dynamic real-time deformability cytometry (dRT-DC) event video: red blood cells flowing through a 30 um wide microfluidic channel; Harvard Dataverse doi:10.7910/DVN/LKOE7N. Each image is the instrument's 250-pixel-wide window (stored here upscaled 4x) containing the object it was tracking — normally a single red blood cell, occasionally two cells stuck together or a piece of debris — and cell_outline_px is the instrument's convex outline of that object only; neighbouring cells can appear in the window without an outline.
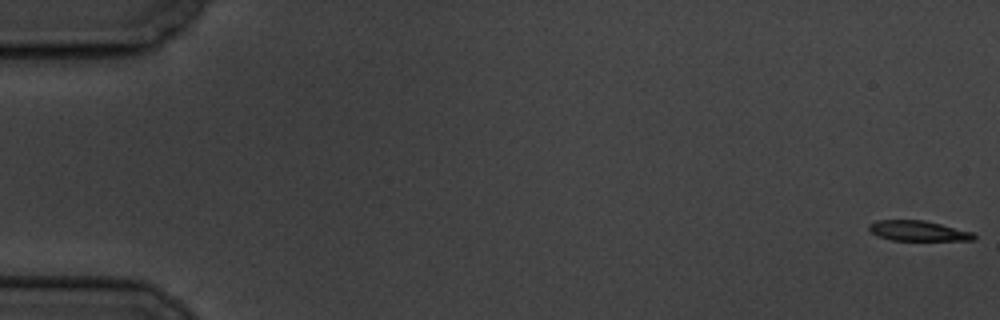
{"species": "common noctule bat (a hibernating species)", "species_latin": "Nyctalus noctula", "temperature_condition": "cold", "stored_images_in_passage": 6, "camera_frame_rate_fps": 3000, "um_per_image_px": 0.085, "animal": {"sex": "male", "body_mass_g": 19.5, "forearm_length_mm": 54.6}, "frame": {"image": 1, "passage_image": 1, "time_ms": 0.0, "image_size_px": [1000, 320], "cell_outline_px": [[976, 236], [972, 240], [892, 240], [880, 236], [872, 232], [868, 228], [868, 224], [876, 220], [924, 220], [972, 232]], "centroid_in_image_um": [78.01, 19.61], "position_along_channel_um": 7.0, "area_um2": 12.14}}
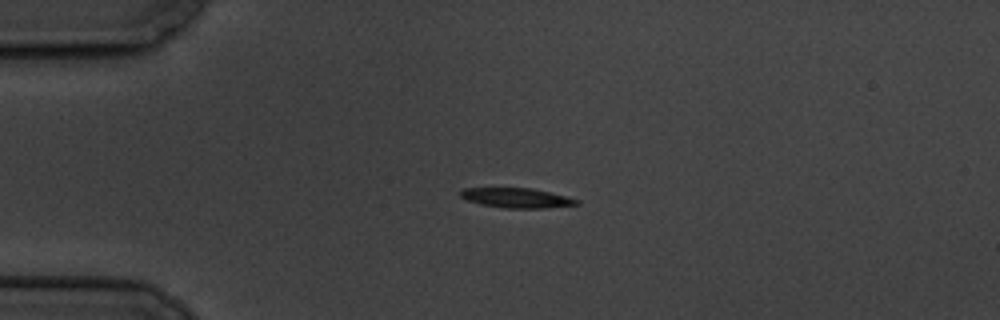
{"frame": {"image": 2, "passage_image": 5, "time_ms": 4.667, "image_size_px": [1000, 320], "cell_outline_px": [[580, 204], [544, 208], [504, 208], [480, 204], [468, 200], [460, 196], [460, 192], [464, 188], [532, 188], [580, 200]], "centroid_in_image_um": [43.91, 16.82], "position_along_channel_um": 41.1, "area_um2": 13.24}}